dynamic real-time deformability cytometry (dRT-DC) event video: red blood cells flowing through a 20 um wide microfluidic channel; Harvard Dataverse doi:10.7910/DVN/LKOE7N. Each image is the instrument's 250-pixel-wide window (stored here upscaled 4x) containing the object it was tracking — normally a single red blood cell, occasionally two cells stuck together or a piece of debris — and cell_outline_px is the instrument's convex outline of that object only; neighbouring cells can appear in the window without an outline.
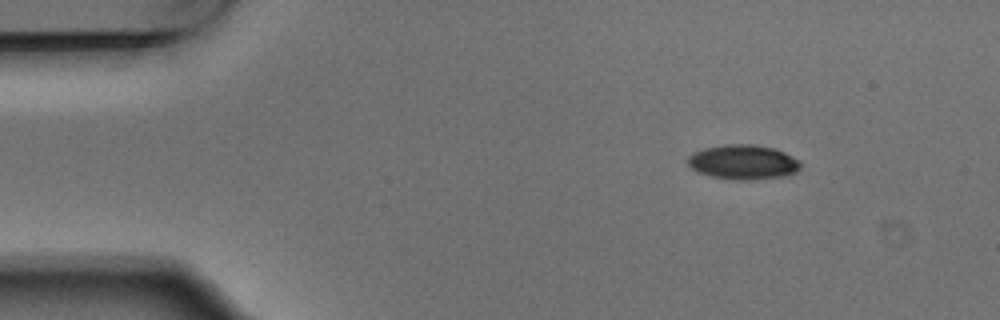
{"species": "Egyptian fruit bat (a non-hibernating species)", "species_latin": "Rousettus aegyptiacus", "temperature_condition": "warm", "stored_images_in_passage": 5, "camera_frame_rate_fps": 3000, "um_per_image_px": 0.085, "animal": {"sex": "male"}, "frame": {"image": 1, "passage_image": 1, "time_ms": 0.0, "image_size_px": [1000, 320], "cell_outline_px": [[800, 168], [796, 172], [788, 176], [752, 180], [732, 180], [712, 176], [696, 172], [688, 164], [688, 156], [692, 152], [704, 148], [724, 144], [752, 144], [772, 148], [784, 152], [800, 160]], "centroid_in_image_um": [63.17, 13.79], "position_along_channel_um": 21.8, "area_um2": 23.0}}
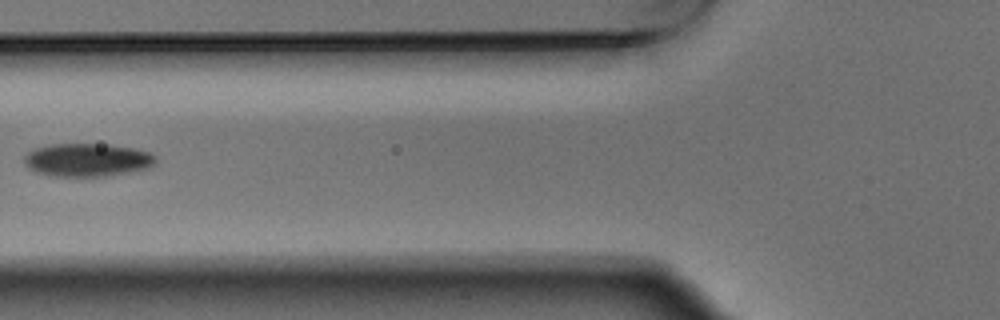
{"frame": {"image": 2, "passage_image": 4, "time_ms": 1.0, "image_size_px": [1000, 320], "cell_outline_px": [[156, 164], [148, 168], [132, 172], [108, 176], [52, 176], [36, 172], [28, 168], [24, 164], [24, 156], [32, 148], [52, 144], [108, 144], [132, 148], [148, 152], [156, 156]], "centroid_in_image_um": [7.41, 13.6], "position_along_channel_um": 118.4, "area_um2": 25.66}}
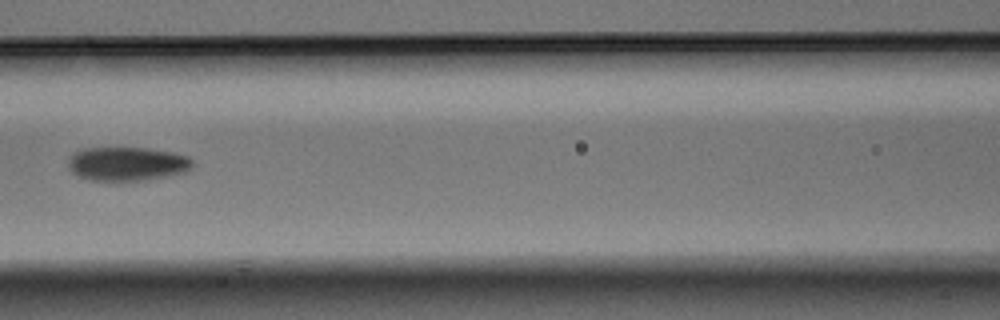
{"frame": {"image": 3, "passage_image": 5, "time_ms": 1.333, "image_size_px": [1000, 320], "cell_outline_px": [[196, 164], [188, 172], [148, 180], [120, 184], [116, 184], [92, 180], [76, 176], [68, 168], [68, 156], [72, 152], [84, 148], [148, 148], [172, 152], [188, 156]], "centroid_in_image_um": [10.8, 13.97], "position_along_channel_um": 155.8, "area_um2": 25.84}}